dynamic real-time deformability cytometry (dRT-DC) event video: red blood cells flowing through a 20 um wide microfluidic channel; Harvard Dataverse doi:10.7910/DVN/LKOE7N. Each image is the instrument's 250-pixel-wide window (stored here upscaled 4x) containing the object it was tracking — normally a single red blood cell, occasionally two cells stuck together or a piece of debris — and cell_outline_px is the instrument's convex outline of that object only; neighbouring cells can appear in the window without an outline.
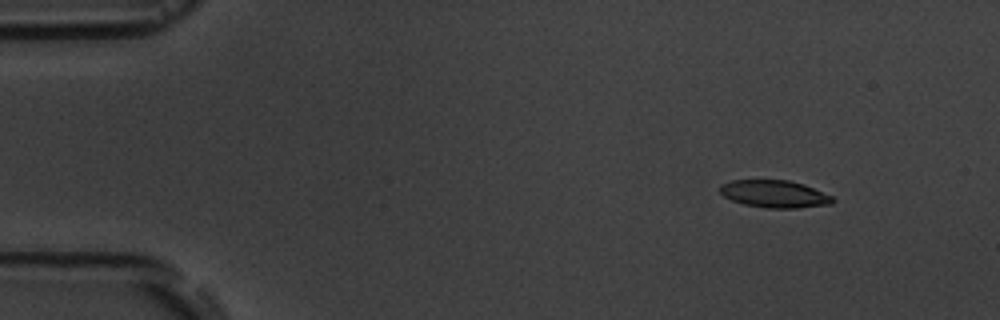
{"species": "common noctule bat (a hibernating species)", "species_latin": "Nyctalus noctula", "temperature_condition": "room temperature", "stored_images_in_passage": 7, "camera_frame_rate_fps": 3000, "um_per_image_px": 0.085, "animal": {"sex": "male", "body_mass_g": 19.5, "forearm_length_mm": 54.6}, "frame": {"image": 1, "passage_image": 1, "time_ms": 0.0, "image_size_px": [1000, 320], "cell_outline_px": [[836, 200], [832, 204], [796, 208], [768, 208], [744, 204], [732, 200], [724, 196], [720, 192], [720, 184], [732, 180], [788, 180], [804, 184], [832, 196]], "centroid_in_image_um": [65.84, 16.48], "position_along_channel_um": 19.2, "area_um2": 17.98}}
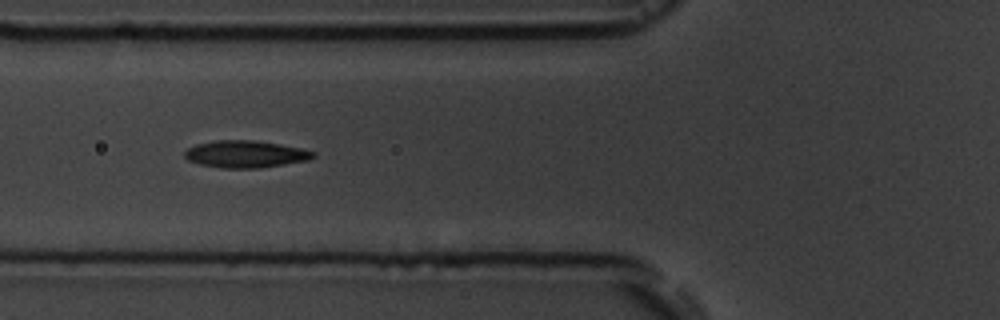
{"frame": {"image": 2, "passage_image": 5, "time_ms": 5.0, "image_size_px": [1000, 320], "cell_outline_px": [[316, 156], [308, 160], [260, 168], [220, 168], [200, 164], [188, 160], [184, 156], [184, 152], [188, 148], [196, 144], [216, 140], [252, 140], [280, 144], [300, 148], [316, 152]], "centroid_in_image_um": [20.86, 13.1], "position_along_channel_um": 104.9, "area_um2": 20.29}}
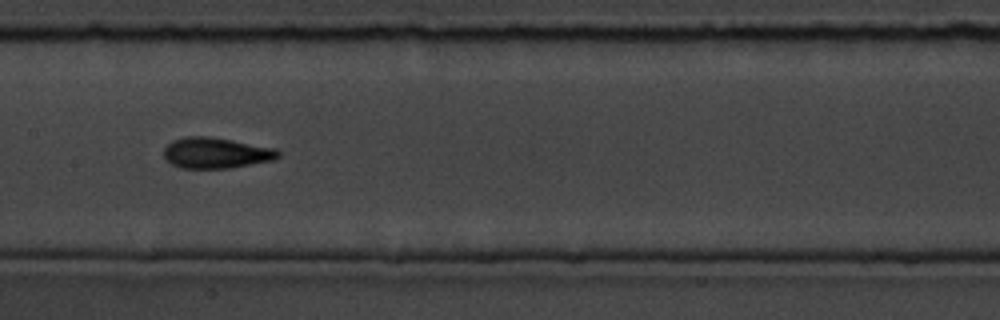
{"frame": {"image": 3, "passage_image": 7, "time_ms": 7.333, "image_size_px": [1000, 320], "cell_outline_px": [[280, 156], [272, 160], [228, 168], [180, 168], [172, 164], [164, 156], [164, 148], [172, 140], [184, 136], [208, 136], [232, 140], [276, 148], [280, 152]], "centroid_in_image_um": [18.34, 12.99], "position_along_channel_um": 189.1, "area_um2": 20.46}}